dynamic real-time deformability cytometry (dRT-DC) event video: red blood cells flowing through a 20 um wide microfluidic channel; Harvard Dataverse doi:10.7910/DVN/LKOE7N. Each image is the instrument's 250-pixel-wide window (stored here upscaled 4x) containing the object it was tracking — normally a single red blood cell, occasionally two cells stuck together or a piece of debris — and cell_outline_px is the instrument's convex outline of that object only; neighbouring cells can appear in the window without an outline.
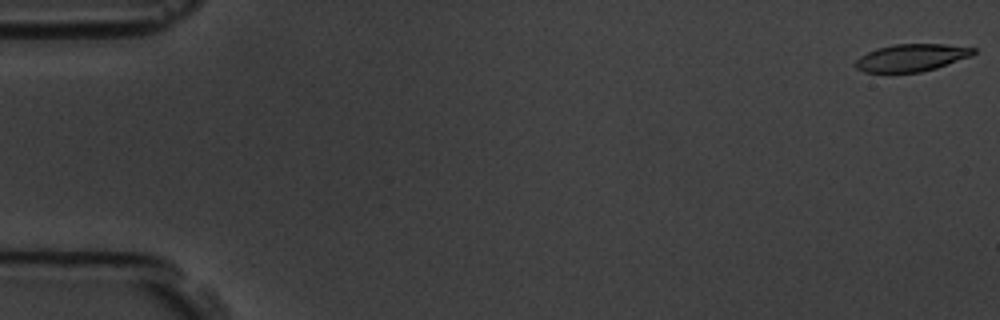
{"species": "common noctule bat (a hibernating species)", "species_latin": "Nyctalus noctula", "temperature_condition": "room temperature", "stored_images_in_passage": 5, "camera_frame_rate_fps": 3000, "um_per_image_px": 0.085, "animal": {"sex": "male", "body_mass_g": 19.5, "forearm_length_mm": 54.6}, "frame": {"image": 1, "passage_image": 1, "time_ms": 0.0, "image_size_px": [1000, 320], "cell_outline_px": [[976, 52], [972, 56], [936, 68], [920, 72], [864, 72], [856, 68], [852, 64], [860, 56], [868, 52], [892, 44], [944, 44], [976, 48]], "centroid_in_image_um": [77.48, 4.9], "position_along_channel_um": 7.5, "area_um2": 18.79}}
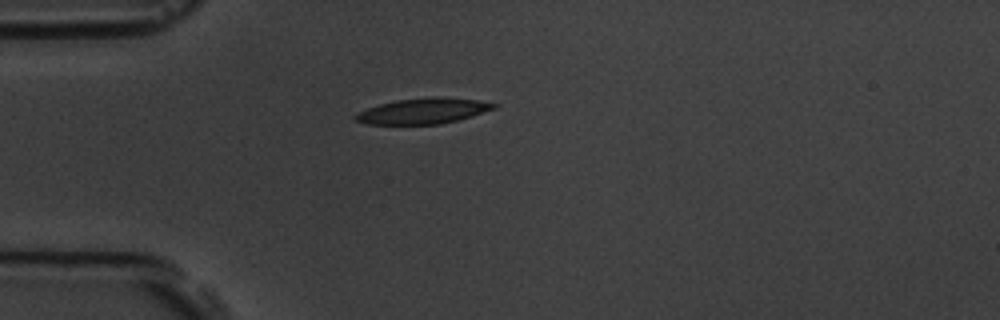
{"frame": {"image": 2, "passage_image": 5, "time_ms": 4.667, "image_size_px": [1000, 320], "cell_outline_px": [[500, 104], [496, 108], [472, 116], [440, 124], [368, 124], [352, 120], [352, 116], [368, 108], [380, 104], [396, 100], [436, 96], [476, 100]], "centroid_in_image_um": [35.96, 9.43], "position_along_channel_um": 49.0, "area_um2": 20.58}}